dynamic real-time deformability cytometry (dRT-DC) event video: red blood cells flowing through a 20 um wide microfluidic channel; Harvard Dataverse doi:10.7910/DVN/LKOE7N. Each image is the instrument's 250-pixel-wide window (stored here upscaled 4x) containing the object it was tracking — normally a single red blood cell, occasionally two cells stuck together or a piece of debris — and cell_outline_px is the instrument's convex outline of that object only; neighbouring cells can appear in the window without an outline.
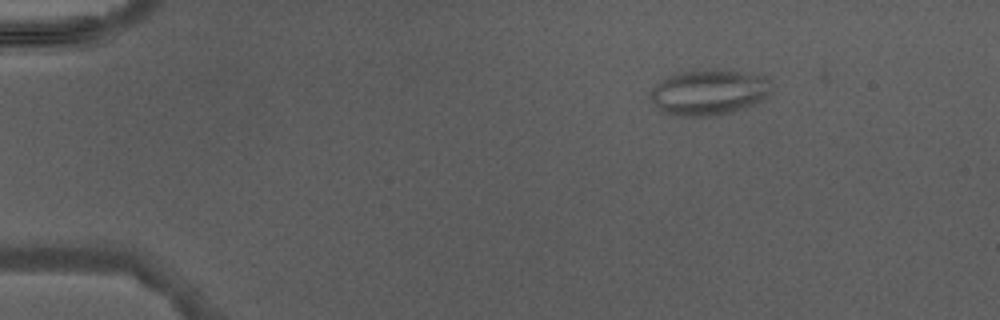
{"species": "Egyptian fruit bat (a non-hibernating species)", "species_latin": "Rousettus aegyptiacus", "temperature_condition": "warm", "stored_images_in_passage": 3, "camera_frame_rate_fps": 3000, "um_per_image_px": 0.085, "animal": {"sex": "male"}, "frame": {"image": 1, "passage_image": 1, "time_ms": 0.0, "image_size_px": [1000, 320], "cell_outline_px": [[772, 84], [768, 96], [764, 100], [732, 112], [708, 116], [680, 116], [664, 112], [648, 96], [652, 88], [660, 80], [668, 76], [680, 72], [712, 68], [760, 72], [772, 80]], "centroid_in_image_um": [60.34, 7.79], "position_along_channel_um": 24.7, "area_um2": 32.89}}